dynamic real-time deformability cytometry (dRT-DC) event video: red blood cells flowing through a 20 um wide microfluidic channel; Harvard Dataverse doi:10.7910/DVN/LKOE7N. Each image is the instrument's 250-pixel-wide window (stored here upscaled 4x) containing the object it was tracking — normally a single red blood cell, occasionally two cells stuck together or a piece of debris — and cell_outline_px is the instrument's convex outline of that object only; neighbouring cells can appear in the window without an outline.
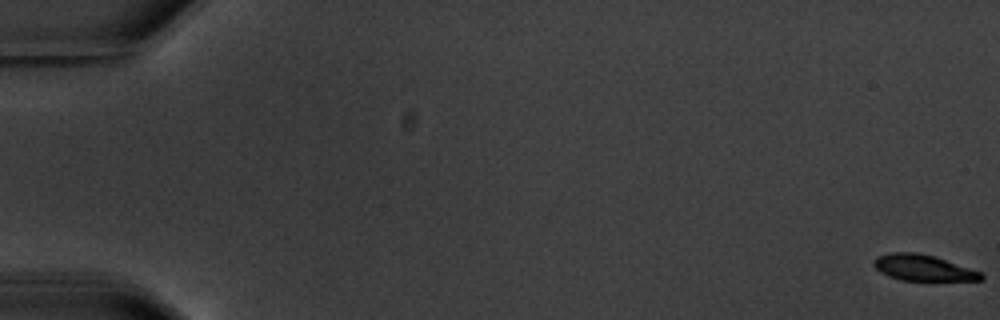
{"species": "common noctule bat (a hibernating species)", "species_latin": "Nyctalus noctula", "temperature_condition": "warm", "stored_images_in_passage": 10, "camera_frame_rate_fps": 3000, "um_per_image_px": 0.085, "animal": {"sex": "male", "body_mass_g": 20.1, "forearm_length_mm": 53.5}, "frame": {"image": 1, "passage_image": 1, "time_ms": 0.0, "image_size_px": [1000, 320], "cell_outline_px": [[984, 280], [900, 280], [888, 276], [880, 272], [872, 264], [872, 260], [876, 256], [892, 252], [916, 252], [936, 256], [980, 272], [984, 276]], "centroid_in_image_um": [78.41, 22.75], "position_along_channel_um": 6.6, "area_um2": 16.3}}
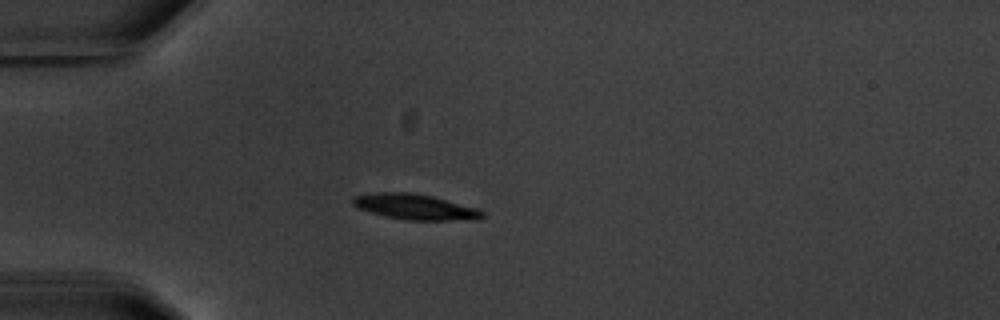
{"frame": {"image": 2, "passage_image": 5, "time_ms": 5.667, "image_size_px": [1000, 320], "cell_outline_px": [[484, 216], [480, 220], [404, 220], [384, 216], [356, 208], [352, 204], [352, 200], [356, 196], [376, 192], [412, 192], [432, 196], [480, 208], [484, 212]], "centroid_in_image_um": [35.33, 17.59], "position_along_channel_um": 49.7, "area_um2": 19.59}}